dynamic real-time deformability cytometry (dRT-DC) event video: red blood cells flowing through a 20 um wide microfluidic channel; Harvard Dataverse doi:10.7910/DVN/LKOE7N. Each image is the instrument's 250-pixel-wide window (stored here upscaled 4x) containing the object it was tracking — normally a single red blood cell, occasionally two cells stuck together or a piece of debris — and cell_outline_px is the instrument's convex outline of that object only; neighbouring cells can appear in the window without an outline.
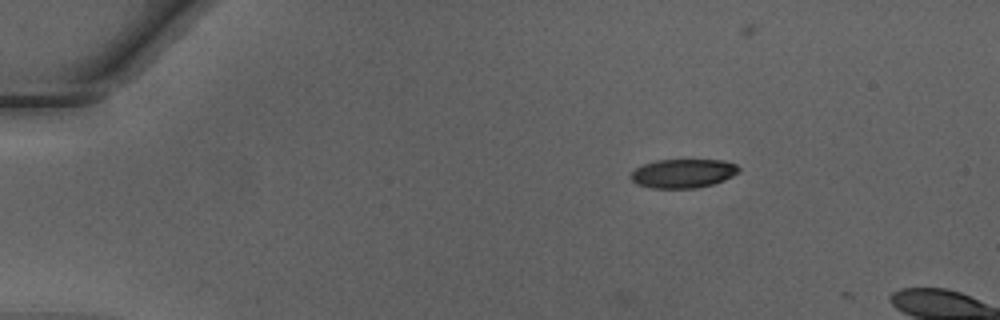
{"species": "Egyptian fruit bat (a non-hibernating species)", "species_latin": "Rousettus aegyptiacus", "temperature_condition": "warm", "stored_images_in_passage": 4, "camera_frame_rate_fps": 3000, "um_per_image_px": 0.085, "animal": {"sex": "male"}, "frame": {"image": 1, "passage_image": 1, "time_ms": 0.0, "image_size_px": [1000, 320], "cell_outline_px": [[740, 172], [724, 180], [712, 184], [696, 188], [652, 188], [636, 184], [628, 176], [636, 168], [644, 164], [656, 160], [724, 160], [736, 164], [740, 168]], "centroid_in_image_um": [58.06, 14.74], "position_along_channel_um": 26.9, "area_um2": 18.26}}